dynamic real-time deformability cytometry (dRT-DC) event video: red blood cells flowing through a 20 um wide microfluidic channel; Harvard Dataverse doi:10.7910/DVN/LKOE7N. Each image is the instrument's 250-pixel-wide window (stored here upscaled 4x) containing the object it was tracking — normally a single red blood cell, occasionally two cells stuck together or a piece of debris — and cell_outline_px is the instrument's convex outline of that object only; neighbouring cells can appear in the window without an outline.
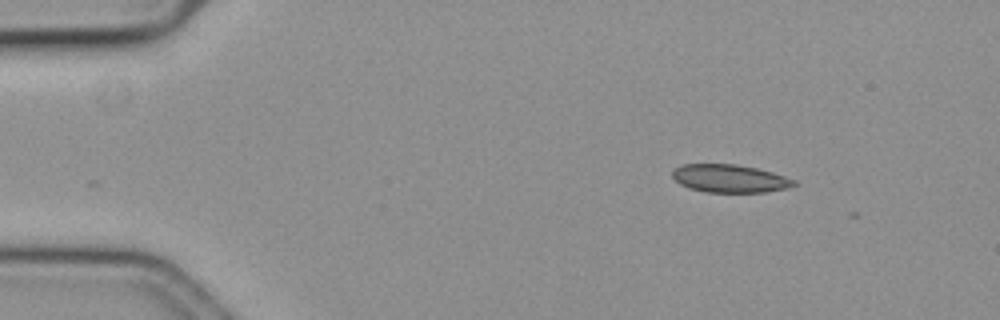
{"species": "common noctule bat (a hibernating species)", "species_latin": "Nyctalus noctula", "temperature_condition": "cold", "stored_images_in_passage": 3, "camera_frame_rate_fps": 3000, "um_per_image_px": 0.085, "animal": {"sex": "female", "body_mass_g": 19.3, "forearm_length_mm": 54.1}, "frame": {"image": 1, "passage_image": 2, "time_ms": 0.333, "image_size_px": [1000, 320], "cell_outline_px": [[796, 184], [788, 188], [764, 192], [704, 192], [688, 188], [680, 184], [672, 176], [672, 172], [680, 164], [736, 164], [756, 168], [772, 172], [796, 180]], "centroid_in_image_um": [62.01, 15.17], "position_along_channel_um": 23.0, "area_um2": 19.83}}